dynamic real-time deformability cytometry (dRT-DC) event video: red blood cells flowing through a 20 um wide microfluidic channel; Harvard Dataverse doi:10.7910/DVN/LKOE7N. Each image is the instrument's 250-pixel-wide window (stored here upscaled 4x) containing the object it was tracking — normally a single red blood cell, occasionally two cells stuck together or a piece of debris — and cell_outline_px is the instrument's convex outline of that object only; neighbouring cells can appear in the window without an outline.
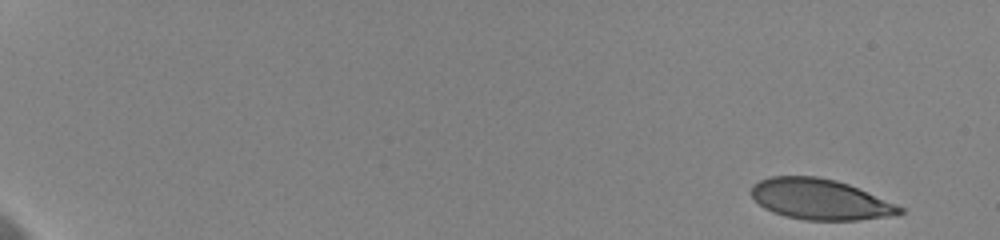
{"species": "human", "species_latin": "Homo sapiens", "temperature_condition": "cold", "stored_images_in_passage": 10, "camera_frame_rate_fps": 3000, "um_per_image_px": 0.085, "donor": {"sex": "female"}, "frame": {"image": 1, "passage_image": 1, "time_ms": 0.0, "image_size_px": [1000, 240], "cell_outline_px": [[904, 212], [896, 216], [856, 220], [804, 220], [784, 216], [772, 212], [764, 208], [748, 192], [752, 184], [760, 180], [772, 176], [816, 176], [836, 180], [848, 184], [896, 204], [904, 208]], "centroid_in_image_um": [69.69, 16.95], "position_along_channel_um": 15.3, "area_um2": 35.32}}
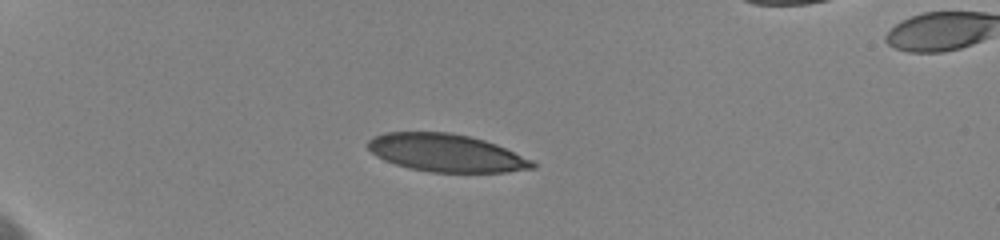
{"frame": {"image": 2, "passage_image": 7, "time_ms": 4.667, "image_size_px": [1000, 240], "cell_outline_px": [[536, 168], [508, 172], [428, 172], [408, 168], [384, 160], [376, 156], [368, 148], [368, 140], [376, 136], [388, 132], [448, 132], [468, 136], [484, 140], [496, 144], [532, 160], [536, 164]], "centroid_in_image_um": [37.93, 13.01], "position_along_channel_um": 47.1, "area_um2": 36.07}}